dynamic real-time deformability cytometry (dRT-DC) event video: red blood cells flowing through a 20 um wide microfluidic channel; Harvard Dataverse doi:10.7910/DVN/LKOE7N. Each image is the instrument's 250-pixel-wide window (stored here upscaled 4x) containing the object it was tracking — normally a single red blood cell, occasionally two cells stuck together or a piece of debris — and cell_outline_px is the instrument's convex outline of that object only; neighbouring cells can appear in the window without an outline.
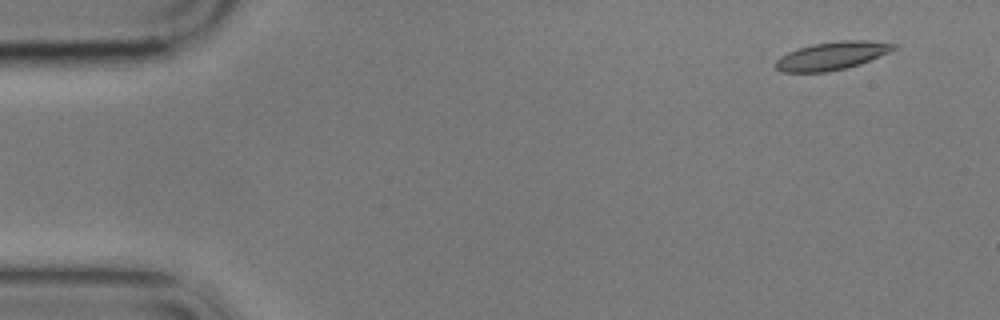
{"species": "common noctule bat (a hibernating species)", "species_latin": "Nyctalus noctula", "temperature_condition": "cold", "stored_images_in_passage": 3, "camera_frame_rate_fps": 3000, "um_per_image_px": 0.085, "animal": {"sex": "male", "body_mass_g": 17.9}, "frame": {"image": 1, "passage_image": 1, "time_ms": 0.0, "image_size_px": [1000, 320], "cell_outline_px": [[896, 48], [880, 56], [860, 64], [848, 68], [828, 72], [780, 72], [776, 68], [776, 60], [780, 56], [796, 48], [812, 44], [840, 40], [868, 40], [896, 44]], "centroid_in_image_um": [70.69, 4.74], "position_along_channel_um": 14.3, "area_um2": 19.42}}